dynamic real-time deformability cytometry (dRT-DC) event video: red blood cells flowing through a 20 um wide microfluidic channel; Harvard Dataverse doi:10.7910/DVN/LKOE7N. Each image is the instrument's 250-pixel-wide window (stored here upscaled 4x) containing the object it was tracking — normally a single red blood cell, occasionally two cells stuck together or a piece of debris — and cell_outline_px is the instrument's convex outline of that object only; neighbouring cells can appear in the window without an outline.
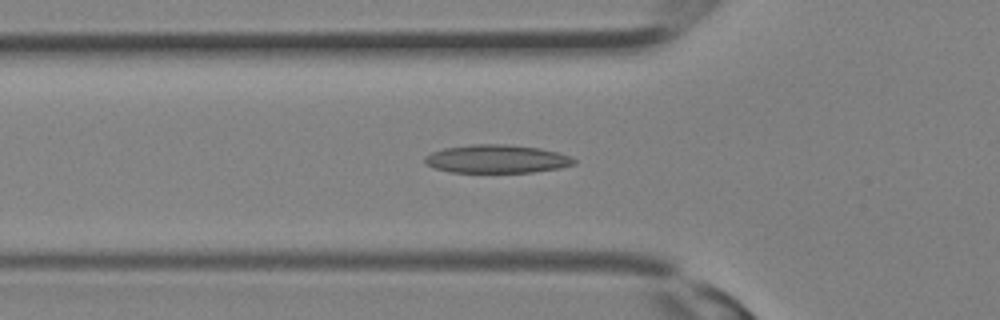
{"species": "Egyptian fruit bat (a non-hibernating species)", "species_latin": "Rousettus aegyptiacus", "temperature_condition": "room temperature", "stored_images_in_passage": 30, "camera_frame_rate_fps": 3000, "um_per_image_px": 0.085, "animal": {"sex": "female"}, "frame": {"image": 1, "passage_image": 10, "time_ms": 3.0, "image_size_px": [1000, 320], "cell_outline_px": [[576, 164], [560, 168], [532, 172], [452, 172], [436, 168], [424, 164], [424, 156], [432, 152], [444, 148], [472, 144], [508, 144], [540, 148], [572, 156], [576, 160]], "centroid_in_image_um": [42.24, 13.5], "position_along_channel_um": 83.6, "area_um2": 24.68}}
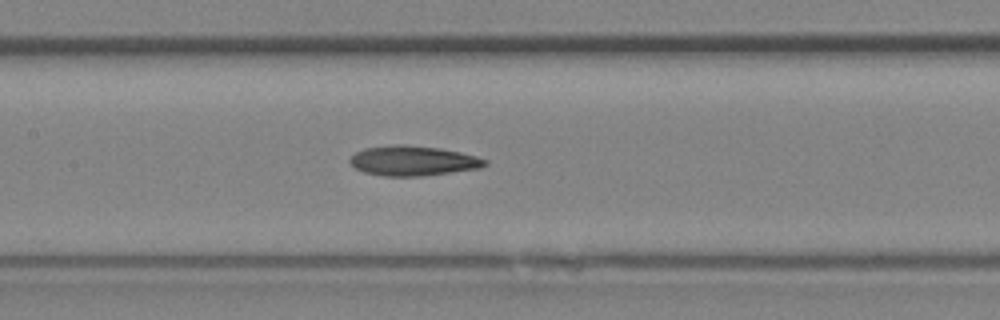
{"frame": {"image": 2, "passage_image": 14, "time_ms": 4.333, "image_size_px": [1000, 320], "cell_outline_px": [[488, 164], [480, 168], [420, 176], [384, 176], [364, 172], [356, 168], [348, 160], [356, 152], [364, 148], [440, 148], [460, 152], [476, 156], [488, 160]], "centroid_in_image_um": [35.17, 13.72], "position_along_channel_um": 172.2, "area_um2": 22.25}}
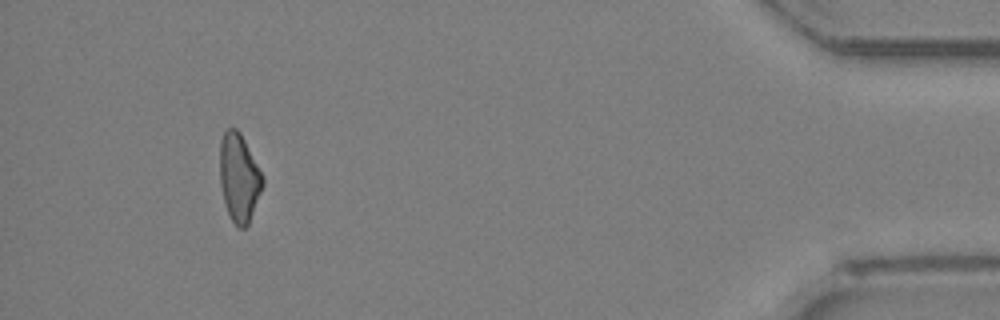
{"frame": {"image": 3, "passage_image": 28, "time_ms": 9.0, "image_size_px": [1000, 320], "cell_outline_px": [[264, 184], [248, 224], [244, 228], [240, 228], [232, 220], [224, 204], [220, 184], [220, 140], [224, 132], [228, 128], [236, 128], [240, 132], [264, 176]], "centroid_in_image_um": [20.32, 15.08], "position_along_channel_um": 414.9, "area_um2": 21.96}}